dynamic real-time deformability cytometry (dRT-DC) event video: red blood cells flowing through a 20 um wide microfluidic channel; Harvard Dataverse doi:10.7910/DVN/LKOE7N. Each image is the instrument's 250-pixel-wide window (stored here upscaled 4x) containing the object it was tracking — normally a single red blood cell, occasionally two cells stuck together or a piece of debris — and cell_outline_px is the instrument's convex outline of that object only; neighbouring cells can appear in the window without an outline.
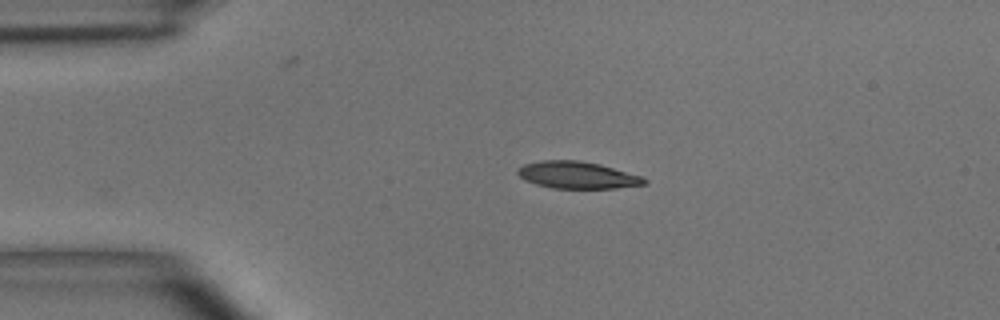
{"species": "common noctule bat (a hibernating species)", "species_latin": "Nyctalus noctula", "temperature_condition": "room temperature", "stored_images_in_passage": 3, "camera_frame_rate_fps": 3000, "um_per_image_px": 0.085, "animal": {"sex": "male", "body_mass_g": 15.6}, "frame": {"image": 1, "passage_image": 2, "time_ms": 1.333, "image_size_px": [1000, 320], "cell_outline_px": [[648, 180], [644, 184], [616, 188], [552, 188], [536, 184], [524, 180], [516, 172], [516, 168], [524, 164], [540, 160], [580, 160], [600, 164], [644, 176]], "centroid_in_image_um": [49.06, 14.87], "position_along_channel_um": 35.9, "area_um2": 20.11}}